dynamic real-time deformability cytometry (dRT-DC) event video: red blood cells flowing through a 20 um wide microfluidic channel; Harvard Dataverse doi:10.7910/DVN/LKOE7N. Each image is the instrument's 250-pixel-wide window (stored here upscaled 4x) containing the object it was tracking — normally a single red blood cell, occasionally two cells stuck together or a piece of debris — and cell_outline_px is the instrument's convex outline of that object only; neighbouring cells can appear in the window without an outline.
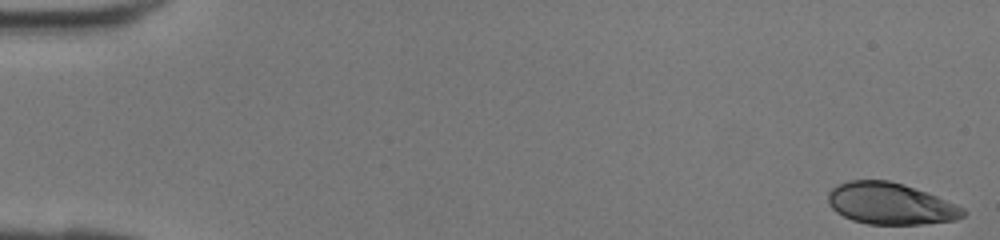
{"species": "human", "species_latin": "Homo sapiens", "temperature_condition": "room temperature", "stored_images_in_passage": 42, "camera_frame_rate_fps": 3000, "um_per_image_px": 0.085, "donor": {"sex": "female"}, "frame": {"image": 1, "passage_image": 1, "time_ms": 0.0, "image_size_px": [1000, 240], "cell_outline_px": [[968, 212], [964, 216], [956, 220], [924, 224], [868, 224], [852, 220], [836, 212], [828, 204], [828, 192], [832, 188], [848, 180], [888, 180], [904, 184], [928, 192], [956, 204], [964, 208]], "centroid_in_image_um": [75.71, 17.31], "position_along_channel_um": 9.3, "area_um2": 32.95}}
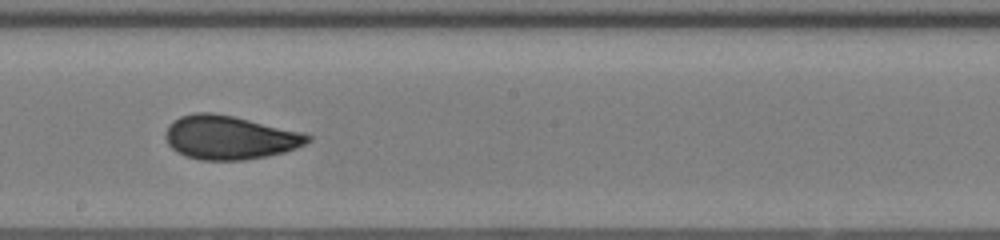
{"frame": {"image": 2, "passage_image": 24, "time_ms": 7.667, "image_size_px": [1000, 240], "cell_outline_px": [[312, 140], [296, 148], [284, 152], [244, 160], [200, 160], [184, 156], [176, 152], [168, 144], [164, 136], [168, 124], [172, 120], [180, 116], [196, 112], [212, 112], [232, 116], [304, 132], [312, 136]], "centroid_in_image_um": [19.49, 11.68], "position_along_channel_um": 228.7, "area_um2": 36.41}}
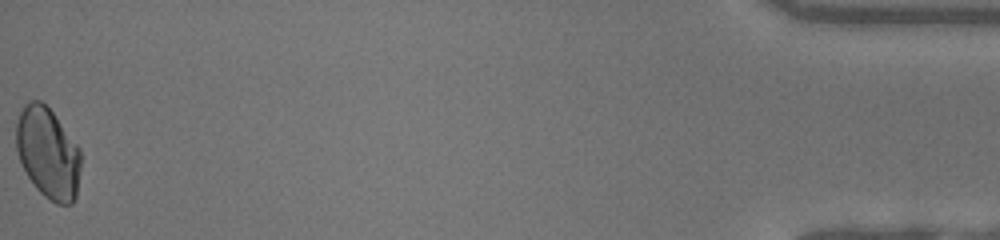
{"frame": {"image": 3, "passage_image": 42, "time_ms": 13.667, "image_size_px": [1000, 240], "cell_outline_px": [[80, 168], [76, 196], [72, 204], [56, 204], [44, 196], [36, 188], [28, 176], [20, 160], [16, 148], [16, 124], [20, 112], [24, 104], [28, 100], [40, 100], [52, 112], [80, 148]], "centroid_in_image_um": [4.07, 13.01], "position_along_channel_um": 431.1, "area_um2": 34.1}}